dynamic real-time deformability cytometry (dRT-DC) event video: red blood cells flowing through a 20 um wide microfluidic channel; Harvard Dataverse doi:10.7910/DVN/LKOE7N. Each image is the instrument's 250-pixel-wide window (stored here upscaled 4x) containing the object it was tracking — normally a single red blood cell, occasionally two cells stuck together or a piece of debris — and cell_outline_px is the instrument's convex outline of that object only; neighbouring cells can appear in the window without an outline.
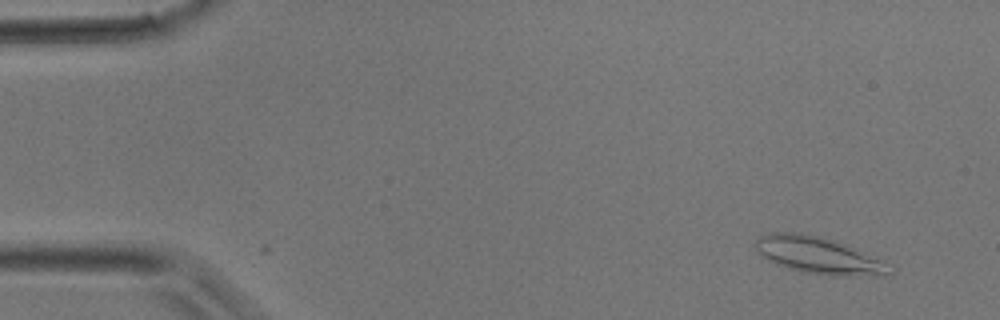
{"species": "common noctule bat (a hibernating species)", "species_latin": "Nyctalus noctula", "temperature_condition": "room temperature", "stored_images_in_passage": 8, "camera_frame_rate_fps": 3000, "um_per_image_px": 0.085, "animal": {"sex": "male", "body_mass_g": 17.9}, "frame": {"image": 1, "passage_image": 3, "time_ms": 0.667, "image_size_px": [1000, 320], "cell_outline_px": [[896, 268], [892, 272], [876, 276], [836, 276], [800, 272], [776, 264], [768, 260], [756, 248], [756, 240], [760, 236], [772, 232], [796, 232], [820, 236], [836, 240], [880, 260]], "centroid_in_image_um": [69.59, 21.72], "position_along_channel_um": 15.4, "area_um2": 28.67}}